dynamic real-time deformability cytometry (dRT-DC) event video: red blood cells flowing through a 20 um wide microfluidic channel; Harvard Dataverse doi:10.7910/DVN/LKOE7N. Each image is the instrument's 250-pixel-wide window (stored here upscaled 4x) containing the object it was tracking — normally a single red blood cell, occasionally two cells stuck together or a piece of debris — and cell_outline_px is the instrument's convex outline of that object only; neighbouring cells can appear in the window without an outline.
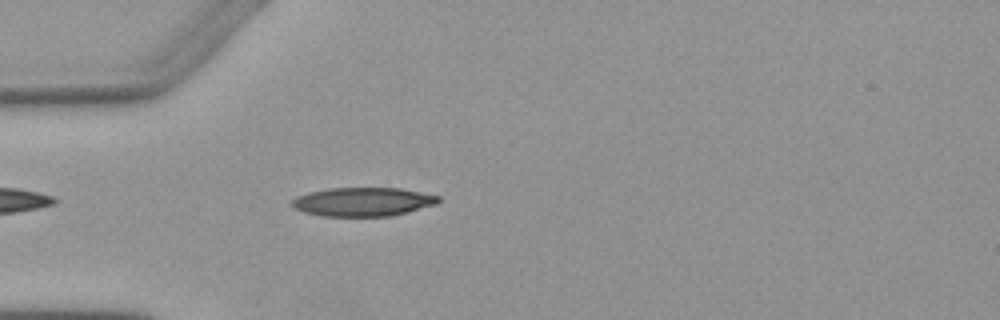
{"species": "Egyptian fruit bat (a non-hibernating species)", "species_latin": "Rousettus aegyptiacus", "temperature_condition": "warm", "stored_images_in_passage": 2, "camera_frame_rate_fps": 3000, "um_per_image_px": 0.085, "animal": {"sex": "female"}, "frame": {"image": 1, "passage_image": 2, "time_ms": 1.333, "image_size_px": [1000, 320], "cell_outline_px": [[440, 200], [436, 204], [392, 216], [320, 216], [304, 212], [292, 208], [288, 204], [296, 196], [308, 192], [328, 188], [400, 188], [440, 196]], "centroid_in_image_um": [30.78, 17.15], "position_along_channel_um": 54.2, "area_um2": 24.74}}